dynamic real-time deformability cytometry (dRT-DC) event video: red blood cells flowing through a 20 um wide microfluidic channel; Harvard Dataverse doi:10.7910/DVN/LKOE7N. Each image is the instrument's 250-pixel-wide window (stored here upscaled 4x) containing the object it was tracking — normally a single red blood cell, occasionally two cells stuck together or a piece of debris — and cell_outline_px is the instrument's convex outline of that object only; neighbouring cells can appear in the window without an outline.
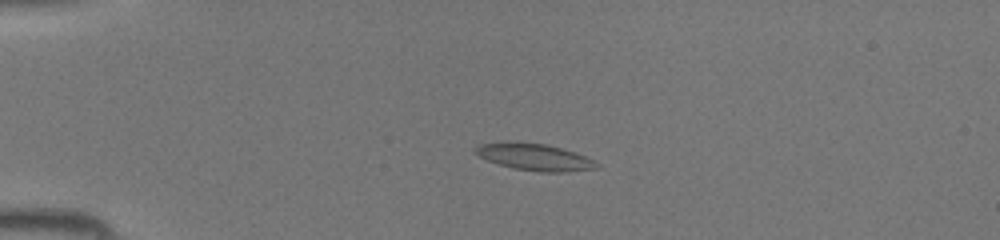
{"species": "common noctule bat (a hibernating species)", "species_latin": "Nyctalus noctula", "temperature_condition": "room temperature", "stored_images_in_passage": 44, "camera_frame_rate_fps": 3000, "um_per_image_px": 0.085, "animal": {"sex": "female", "body_mass_g": 19.5, "forearm_length_mm": 54.1}, "frame": {"image": 1, "passage_image": 11, "time_ms": 3.333, "image_size_px": [1000, 240], "cell_outline_px": [[600, 164], [596, 168], [564, 172], [540, 172], [512, 168], [488, 160], [480, 156], [476, 152], [476, 148], [480, 144], [544, 144], [576, 152]], "centroid_in_image_um": [45.53, 13.4], "position_along_channel_um": 39.5, "area_um2": 17.92}}
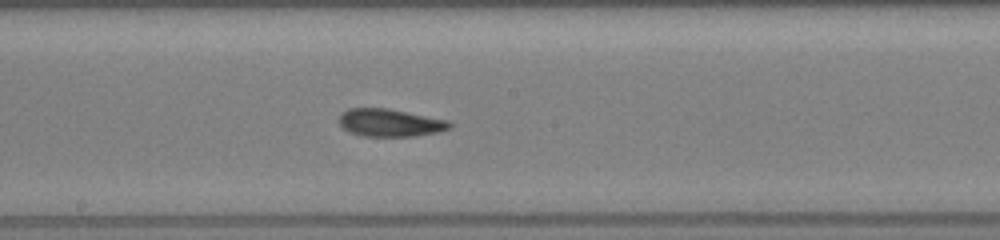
{"frame": {"image": 2, "passage_image": 25, "time_ms": 8.0, "image_size_px": [1000, 240], "cell_outline_px": [[452, 128], [440, 132], [416, 136], [364, 136], [352, 132], [344, 128], [340, 124], [340, 112], [348, 108], [388, 108], [448, 120], [452, 124]], "centroid_in_image_um": [33.19, 10.43], "position_along_channel_um": 215.0, "area_um2": 17.86}}
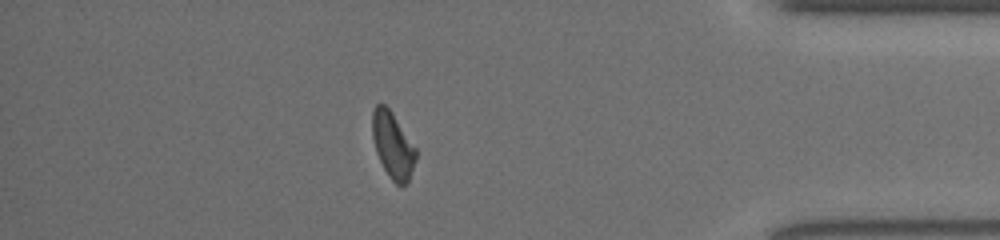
{"frame": {"image": 3, "passage_image": 39, "time_ms": 12.667, "image_size_px": [1000, 240], "cell_outline_px": [[416, 160], [408, 184], [396, 184], [388, 176], [376, 152], [372, 136], [372, 108], [376, 104], [384, 104], [392, 112], [416, 148]], "centroid_in_image_um": [33.38, 12.34], "position_along_channel_um": 401.8, "area_um2": 16.82}}